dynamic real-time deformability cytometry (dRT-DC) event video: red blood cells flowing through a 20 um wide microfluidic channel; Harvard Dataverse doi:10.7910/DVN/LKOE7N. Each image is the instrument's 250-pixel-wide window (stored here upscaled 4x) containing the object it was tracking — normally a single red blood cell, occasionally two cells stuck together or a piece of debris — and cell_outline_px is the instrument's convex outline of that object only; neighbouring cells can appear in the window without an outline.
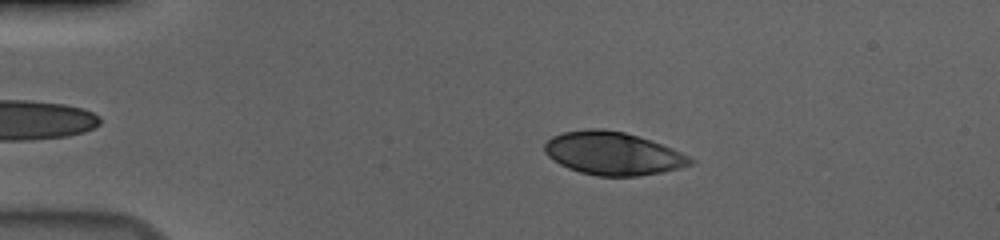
{"species": "human", "species_latin": "Homo sapiens", "temperature_condition": "cold", "stored_images_in_passage": 48, "camera_frame_rate_fps": 3000, "um_per_image_px": 0.085, "donor": {"sex": "male"}, "frame": {"image": 1, "passage_image": 11, "time_ms": 3.333, "image_size_px": [1000, 240], "cell_outline_px": [[696, 160], [692, 164], [680, 168], [640, 176], [596, 176], [580, 172], [568, 168], [560, 164], [548, 156], [544, 152], [544, 144], [552, 136], [564, 132], [592, 128], [600, 128], [624, 132], [672, 148]], "centroid_in_image_um": [52.08, 13.05], "position_along_channel_um": 32.9, "area_um2": 36.3}}
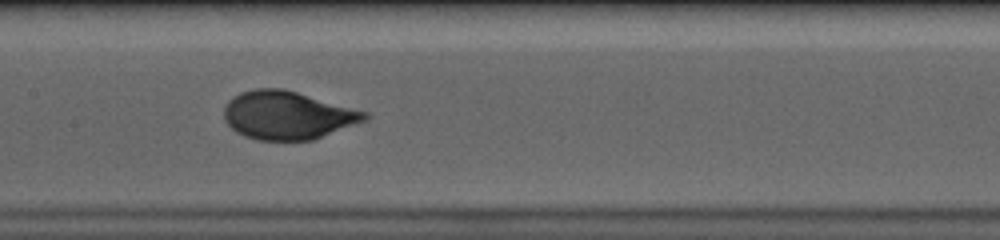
{"frame": {"image": 2, "passage_image": 28, "time_ms": 9.0, "image_size_px": [1000, 240], "cell_outline_px": [[368, 120], [312, 140], [256, 140], [244, 136], [236, 132], [224, 120], [224, 108], [228, 100], [240, 92], [256, 88], [284, 88], [368, 112]], "centroid_in_image_um": [24.43, 9.79], "position_along_channel_um": 183.0, "area_um2": 39.65}}
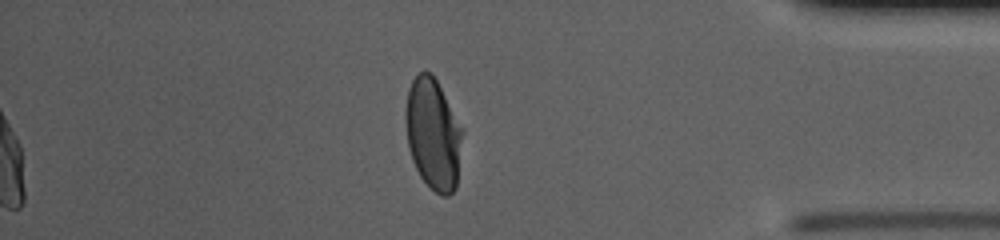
{"frame": {"image": 3, "passage_image": 48, "time_ms": 15.667, "image_size_px": [1000, 240], "cell_outline_px": [[464, 132], [456, 188], [448, 196], [440, 196], [420, 176], [412, 160], [408, 144], [404, 116], [404, 112], [408, 88], [412, 80], [420, 72], [432, 72], [464, 128]], "centroid_in_image_um": [36.83, 11.37], "position_along_channel_um": 398.4, "area_um2": 37.34}, "authors_computed_cell_mechanics": {"area_um2": 38.3214, "velocity_mm_per_s": 3.6679, "shape_relaxation_time_tau1_ms": 3.6506, "shape_relaxation_time_tau2_ms": null, "deformation_change_tau1": 0.1811, "deformation_change_tau2": null}}